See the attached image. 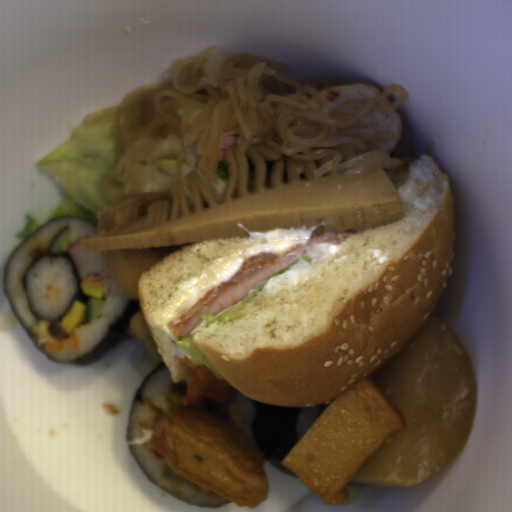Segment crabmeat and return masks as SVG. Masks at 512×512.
Here are the masks:
<instances>
[{
  "label": "crabmeat",
  "mask_w": 512,
  "mask_h": 512,
  "mask_svg": "<svg viewBox=\"0 0 512 512\" xmlns=\"http://www.w3.org/2000/svg\"><path fill=\"white\" fill-rule=\"evenodd\" d=\"M88 238H92V235L83 236L67 248L66 252L75 268L79 281L84 278L100 281L109 277L110 274L99 250H86L80 245L82 239Z\"/></svg>",
  "instance_id": "1"
}]
</instances>
